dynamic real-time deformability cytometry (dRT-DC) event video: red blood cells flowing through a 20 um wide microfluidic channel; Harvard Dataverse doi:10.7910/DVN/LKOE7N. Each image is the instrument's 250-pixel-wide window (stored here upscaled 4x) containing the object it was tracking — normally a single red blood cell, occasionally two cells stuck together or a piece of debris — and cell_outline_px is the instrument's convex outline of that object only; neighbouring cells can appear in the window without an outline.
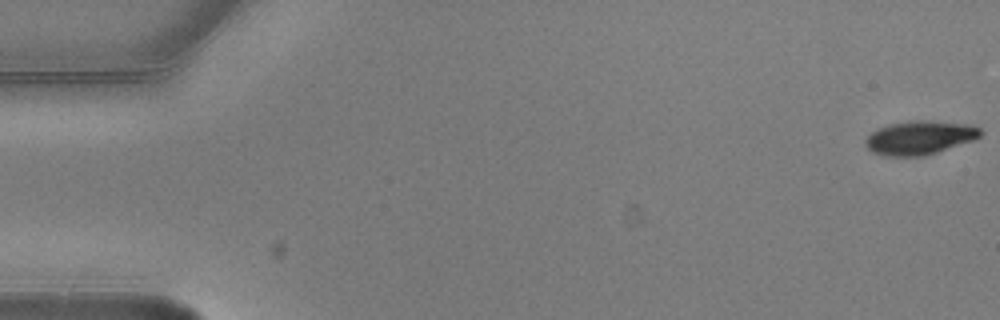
{"species": "common noctule bat (a hibernating species)", "species_latin": "Nyctalus noctula", "temperature_condition": "warm", "stored_images_in_passage": 6, "camera_frame_rate_fps": 3000, "um_per_image_px": 0.085, "animal": {"sex": "male", "body_mass_g": 20.5, "forearm_length_mm": 52.5}, "frame": {"image": 1, "passage_image": 1, "time_ms": 0.0, "image_size_px": [1000, 320], "cell_outline_px": [[984, 132], [976, 140], [924, 156], [888, 156], [872, 152], [864, 144], [864, 140], [872, 132], [880, 128], [892, 124], [912, 120], [928, 120], [972, 124], [980, 128]], "centroid_in_image_um": [78.24, 11.7], "position_along_channel_um": 6.8, "area_um2": 22.77}}
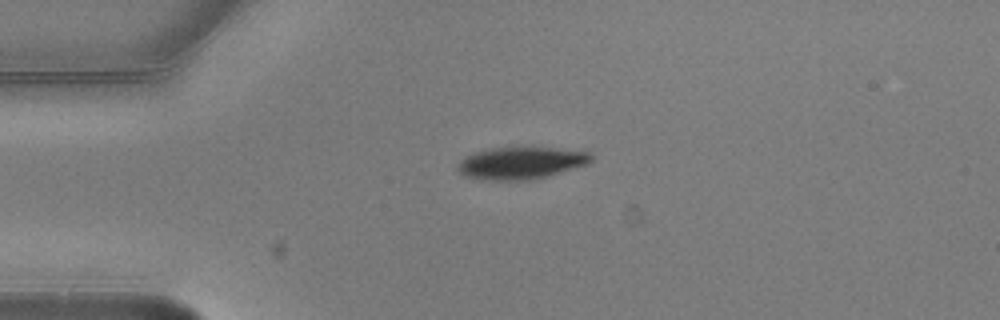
{"frame": {"image": 2, "passage_image": 5, "time_ms": 1.333, "image_size_px": [1000, 320], "cell_outline_px": [[592, 160], [588, 164], [548, 176], [528, 180], [480, 180], [468, 176], [460, 172], [456, 168], [460, 160], [476, 152], [488, 148], [556, 148], [592, 152]], "centroid_in_image_um": [44.31, 13.86], "position_along_channel_um": 40.7, "area_um2": 24.85}}
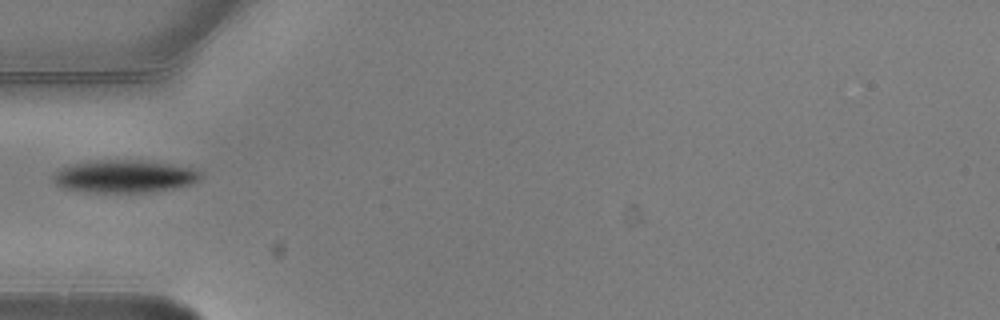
{"frame": {"image": 3, "passage_image": 6, "time_ms": 1.667, "image_size_px": [1000, 320], "cell_outline_px": [[200, 180], [192, 184], [176, 188], [152, 192], [84, 192], [60, 188], [52, 180], [52, 176], [56, 172], [72, 164], [100, 160], [140, 160], [168, 164], [192, 168], [200, 172]], "centroid_in_image_um": [10.56, 15.01], "position_along_channel_um": 74.4, "area_um2": 28.03}}